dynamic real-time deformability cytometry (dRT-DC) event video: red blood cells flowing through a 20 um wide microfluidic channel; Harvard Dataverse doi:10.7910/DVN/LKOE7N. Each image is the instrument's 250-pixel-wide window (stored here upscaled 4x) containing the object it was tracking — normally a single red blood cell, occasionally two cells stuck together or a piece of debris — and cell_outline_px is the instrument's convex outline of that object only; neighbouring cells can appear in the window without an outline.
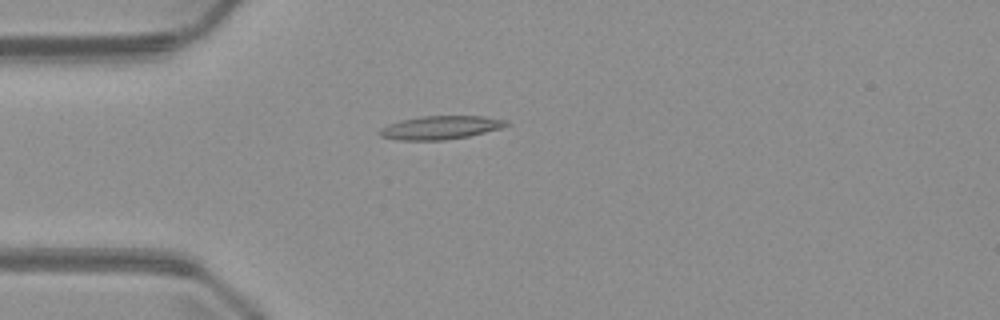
{"species": "common noctule bat (a hibernating species)", "species_latin": "Nyctalus noctula", "temperature_condition": "warm", "stored_images_in_passage": 5, "camera_frame_rate_fps": 3000, "um_per_image_px": 0.085, "animal": {"sex": "male", "body_mass_g": 23.1, "forearm_length_mm": 52.7}, "frame": {"image": 1, "passage_image": 4, "time_ms": 3.667, "image_size_px": [1000, 320], "cell_outline_px": [[508, 124], [500, 128], [468, 136], [444, 140], [400, 140], [380, 136], [376, 132], [380, 128], [388, 124], [400, 120], [424, 116], [484, 116], [508, 120]], "centroid_in_image_um": [37.4, 10.84], "position_along_channel_um": 47.6, "area_um2": 17.22}}